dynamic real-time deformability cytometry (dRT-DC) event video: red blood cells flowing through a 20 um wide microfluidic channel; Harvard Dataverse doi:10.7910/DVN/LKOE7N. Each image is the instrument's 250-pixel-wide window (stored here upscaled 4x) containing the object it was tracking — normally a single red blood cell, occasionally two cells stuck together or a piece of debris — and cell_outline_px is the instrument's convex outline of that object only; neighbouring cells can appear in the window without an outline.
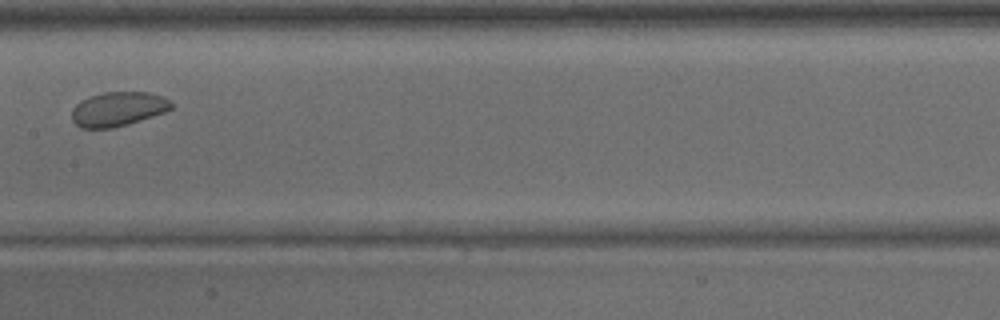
{"species": "common noctule bat (a hibernating species)", "species_latin": "Nyctalus noctula", "temperature_condition": "warm", "stored_images_in_passage": 34, "camera_frame_rate_fps": 3000, "um_per_image_px": 0.085, "animal": {"sex": "male", "body_mass_g": 15.6}, "frame": {"image": 1, "passage_image": 15, "time_ms": 4.667, "image_size_px": [1000, 320], "cell_outline_px": [[172, 108], [164, 112], [128, 124], [112, 128], [80, 128], [72, 120], [72, 108], [76, 104], [88, 96], [104, 92], [148, 92], [164, 96], [172, 104]], "centroid_in_image_um": [10.01, 9.26], "position_along_channel_um": 197.4, "area_um2": 19.88}}
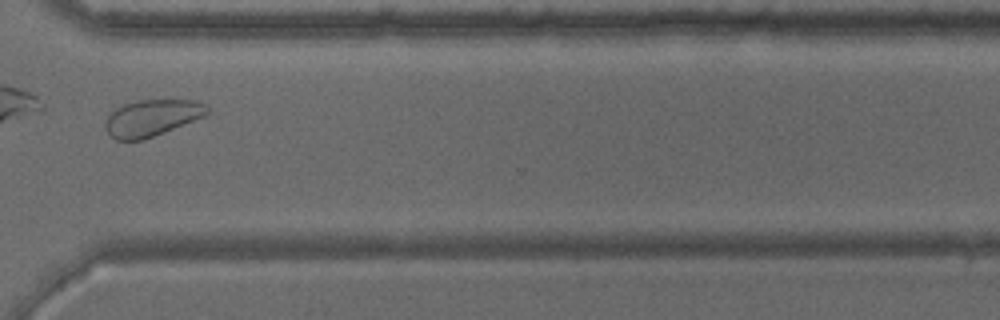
{"frame": {"image": 2, "passage_image": 25, "time_ms": 8.0, "image_size_px": [1000, 320], "cell_outline_px": [[208, 112], [204, 116], [144, 140], [116, 140], [108, 136], [104, 128], [104, 124], [108, 116], [116, 108], [124, 104], [140, 100], [192, 100], [204, 104], [208, 108]], "centroid_in_image_um": [12.85, 10.04], "position_along_channel_um": 357.8, "area_um2": 21.56}}